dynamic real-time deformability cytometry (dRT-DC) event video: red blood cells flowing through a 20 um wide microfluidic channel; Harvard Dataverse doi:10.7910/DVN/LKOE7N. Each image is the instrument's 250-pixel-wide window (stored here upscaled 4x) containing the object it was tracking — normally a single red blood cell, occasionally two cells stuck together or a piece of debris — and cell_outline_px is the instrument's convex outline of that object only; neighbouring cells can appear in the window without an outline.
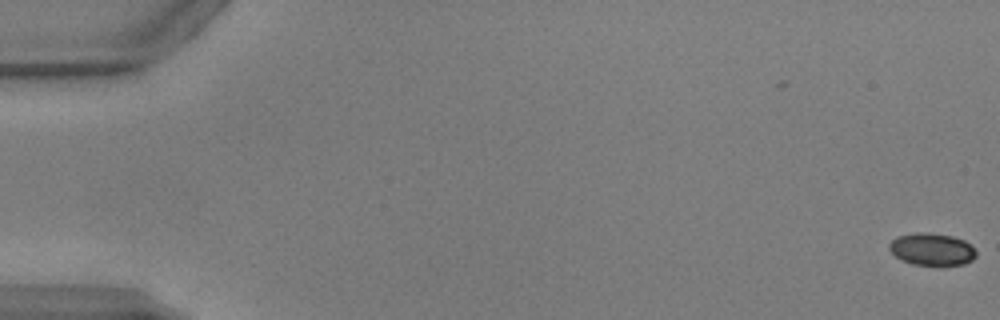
{"species": "common noctule bat (a hibernating species)", "species_latin": "Nyctalus noctula", "temperature_condition": "warm", "stored_images_in_passage": 53, "camera_frame_rate_fps": 3000, "um_per_image_px": 0.085, "animal": {"sex": "male", "body_mass_g": 17.9, "forearm_length_mm": 54.2}, "frame": {"image": 1, "passage_image": 1, "time_ms": 0.0, "image_size_px": [1000, 320], "cell_outline_px": [[976, 256], [972, 260], [964, 264], [940, 268], [912, 264], [896, 256], [888, 248], [888, 244], [896, 236], [916, 232], [928, 232], [952, 236], [964, 240], [976, 252]], "centroid_in_image_um": [79.21, 21.22], "position_along_channel_um": 5.8, "area_um2": 16.82}}
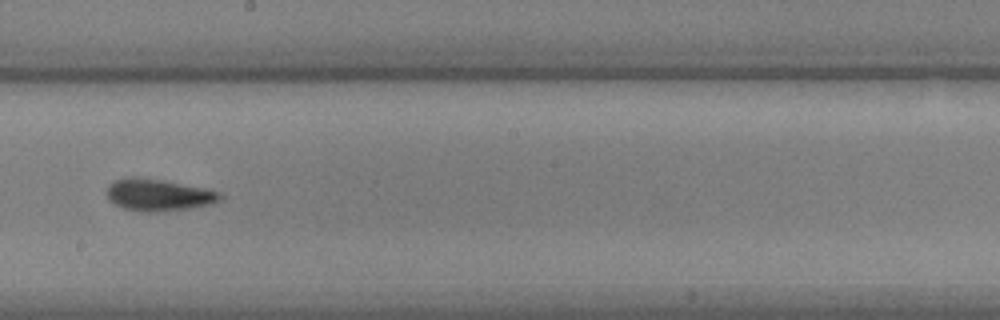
{"frame": {"image": 2, "passage_image": 31, "time_ms": 10.0, "image_size_px": [1000, 320], "cell_outline_px": [[224, 200], [212, 204], [188, 208], [160, 212], [148, 212], [124, 208], [108, 200], [108, 184], [112, 180], [132, 176], [136, 176], [164, 180], [204, 188], [220, 192], [224, 196]], "centroid_in_image_um": [13.5, 16.55], "position_along_channel_um": 234.7, "area_um2": 21.27}}
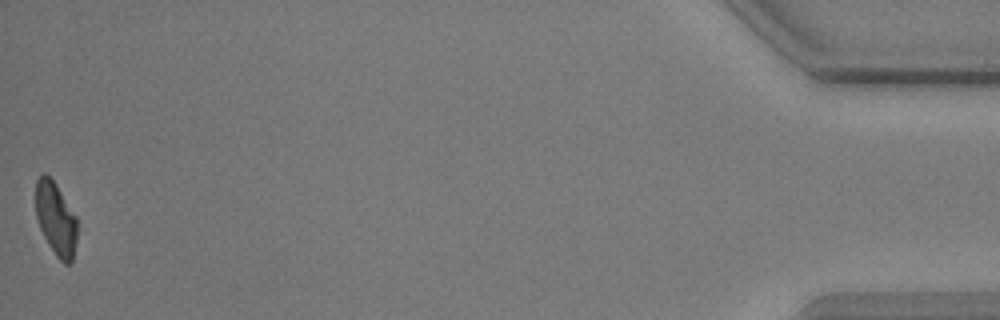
{"frame": {"image": 3, "passage_image": 53, "time_ms": 17.333, "image_size_px": [1000, 320], "cell_outline_px": [[76, 240], [72, 260], [68, 264], [64, 264], [56, 256], [48, 244], [40, 228], [36, 216], [36, 180], [44, 172], [56, 184], [76, 216]], "centroid_in_image_um": [4.73, 18.6], "position_along_channel_um": 430.5, "area_um2": 17.46}, "authors_computed_cell_mechanics": {"area_um2": 18.8428, "velocity_mm_per_s": 3.8985, "shape_relaxation_time_tau1_ms": 8.6095, "shape_relaxation_time_tau2_ms": 5.9483, "deformation_change_tau1": 0.2481, "deformation_change_tau2": 0.2081}}